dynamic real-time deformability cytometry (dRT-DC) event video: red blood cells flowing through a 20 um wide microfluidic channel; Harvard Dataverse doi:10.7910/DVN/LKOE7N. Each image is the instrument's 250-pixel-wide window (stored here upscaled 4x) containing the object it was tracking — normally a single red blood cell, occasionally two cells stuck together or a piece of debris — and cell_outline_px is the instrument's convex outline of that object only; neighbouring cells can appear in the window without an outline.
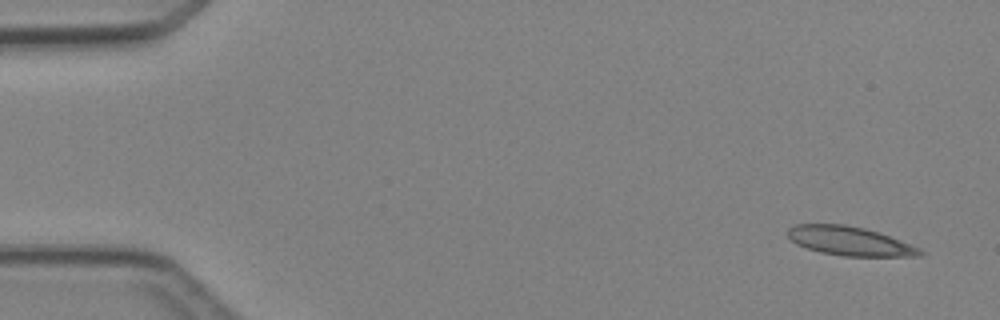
{"species": "Egyptian fruit bat (a non-hibernating species)", "species_latin": "Rousettus aegyptiacus", "temperature_condition": "cold", "stored_images_in_passage": 4, "camera_frame_rate_fps": 3000, "um_per_image_px": 0.085, "animal": {"sex": "female"}, "frame": {"image": 1, "passage_image": 1, "time_ms": 0.0, "image_size_px": [1000, 320], "cell_outline_px": [[924, 252], [920, 256], [844, 256], [820, 252], [796, 244], [788, 236], [788, 228], [796, 224], [844, 224], [864, 228], [880, 232], [920, 248]], "centroid_in_image_um": [72.23, 20.48], "position_along_channel_um": 12.8, "area_um2": 22.25}}